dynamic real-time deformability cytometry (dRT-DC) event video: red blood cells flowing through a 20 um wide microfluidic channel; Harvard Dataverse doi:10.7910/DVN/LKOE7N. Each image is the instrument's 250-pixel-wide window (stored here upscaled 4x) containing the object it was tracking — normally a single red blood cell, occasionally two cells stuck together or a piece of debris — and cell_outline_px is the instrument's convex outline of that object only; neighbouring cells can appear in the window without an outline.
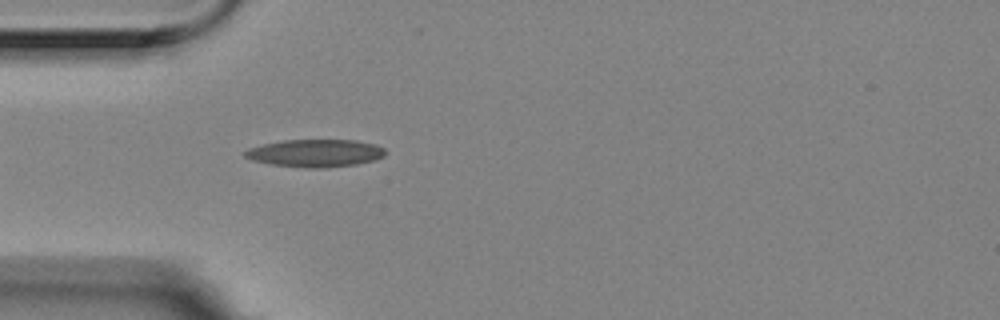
{"species": "Egyptian fruit bat (a non-hibernating species)", "species_latin": "Rousettus aegyptiacus", "temperature_condition": "room temperature", "stored_images_in_passage": 1, "camera_frame_rate_fps": 3000, "um_per_image_px": 0.085, "animal": {"sex": "female"}, "frame": {"image": 1, "passage_image": 1, "time_ms": 0.0, "image_size_px": [1000, 320], "cell_outline_px": [[388, 152], [384, 156], [376, 160], [356, 164], [328, 168], [308, 168], [272, 164], [252, 160], [244, 156], [244, 152], [248, 148], [264, 144], [284, 140], [356, 140], [376, 144], [384, 148]], "centroid_in_image_um": [26.86, 13.02], "position_along_channel_um": 58.1, "area_um2": 22.72}}